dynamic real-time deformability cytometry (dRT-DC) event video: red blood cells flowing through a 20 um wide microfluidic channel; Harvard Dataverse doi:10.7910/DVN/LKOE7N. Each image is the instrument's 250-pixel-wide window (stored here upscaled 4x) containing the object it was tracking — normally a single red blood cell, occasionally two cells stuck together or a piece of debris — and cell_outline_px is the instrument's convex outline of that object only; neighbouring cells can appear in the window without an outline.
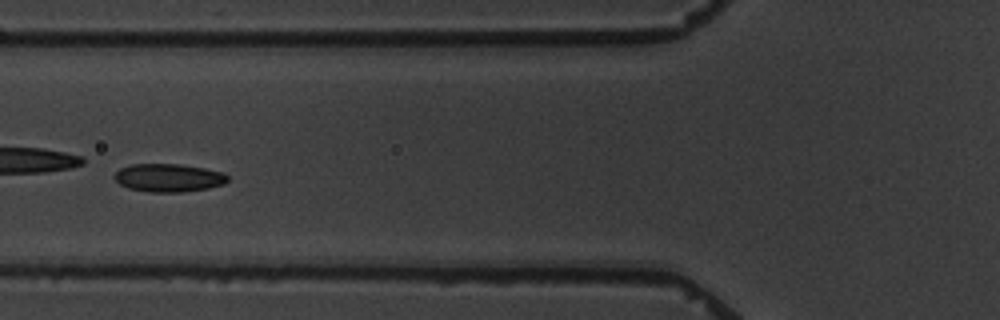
{"species": "common noctule bat (a hibernating species)", "species_latin": "Nyctalus noctula", "temperature_condition": "warm", "stored_images_in_passage": 5, "camera_frame_rate_fps": 3000, "um_per_image_px": 0.085, "animal": {"sex": "male", "body_mass_g": 19.5, "forearm_length_mm": 54.6}, "frame": {"image": 1, "passage_image": 3, "time_ms": 2.333, "image_size_px": [1000, 320], "cell_outline_px": [[228, 180], [224, 184], [208, 188], [184, 192], [148, 192], [128, 188], [120, 184], [112, 176], [120, 168], [132, 164], [180, 164], [204, 168], [224, 172], [228, 176]], "centroid_in_image_um": [14.33, 15.11], "position_along_channel_um": 111.5, "area_um2": 18.67}}
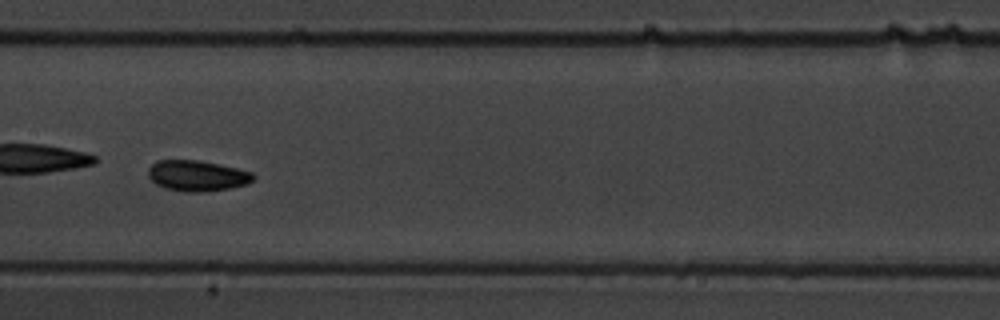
{"frame": {"image": 2, "passage_image": 5, "time_ms": 4.667, "image_size_px": [1000, 320], "cell_outline_px": [[256, 176], [248, 184], [228, 188], [204, 192], [188, 192], [164, 188], [156, 184], [148, 176], [148, 168], [156, 160], [200, 160], [236, 168], [252, 172]], "centroid_in_image_um": [16.74, 14.93], "position_along_channel_um": 190.7, "area_um2": 18.84}}